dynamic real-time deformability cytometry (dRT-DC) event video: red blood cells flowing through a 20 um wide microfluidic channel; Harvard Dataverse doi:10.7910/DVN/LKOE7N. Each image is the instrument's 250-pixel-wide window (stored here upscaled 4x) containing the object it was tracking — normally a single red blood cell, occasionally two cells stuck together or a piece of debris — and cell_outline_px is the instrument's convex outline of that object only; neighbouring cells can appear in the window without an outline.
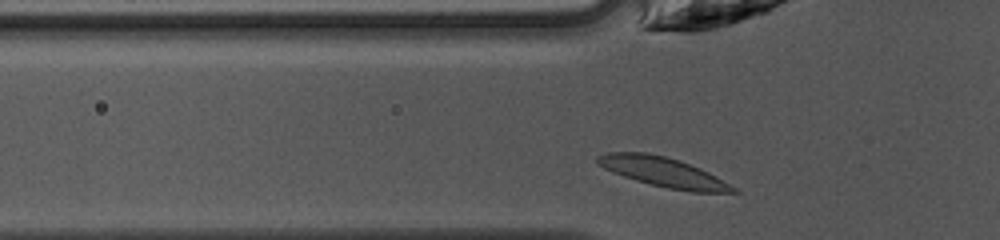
{"species": "common noctule bat (a hibernating species)", "species_latin": "Nyctalus noctula", "temperature_condition": "warm", "stored_images_in_passage": 27, "camera_frame_rate_fps": 3000, "um_per_image_px": 0.085, "animal": {"sex": "female", "body_mass_g": 10.0, "forearm_length_mm": 53.1}, "frame": {"image": 1, "passage_image": 2, "time_ms": 0.333, "image_size_px": [1000, 240], "cell_outline_px": [[740, 192], [692, 192], [668, 188], [636, 180], [612, 172], [596, 164], [596, 156], [608, 152], [648, 152], [664, 156], [700, 168], [708, 172], [736, 188]], "centroid_in_image_um": [56.32, 14.62], "position_along_channel_um": 69.5, "area_um2": 23.06}}
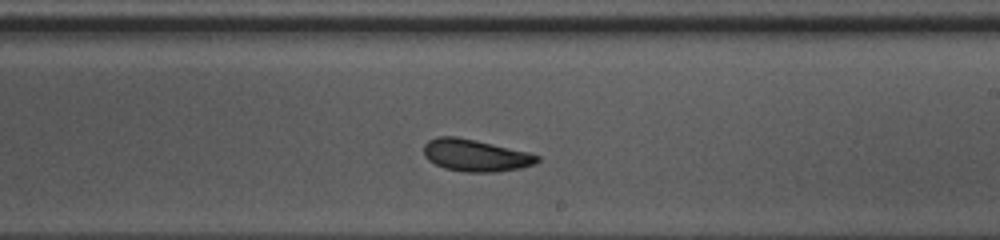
{"frame": {"image": 2, "passage_image": 15, "time_ms": 4.667, "image_size_px": [1000, 240], "cell_outline_px": [[540, 160], [536, 164], [520, 168], [496, 172], [464, 172], [444, 168], [428, 160], [424, 156], [424, 144], [428, 140], [436, 136], [456, 136], [476, 140], [528, 152], [540, 156]], "centroid_in_image_um": [40.41, 13.2], "position_along_channel_um": 248.6, "area_um2": 21.33}}
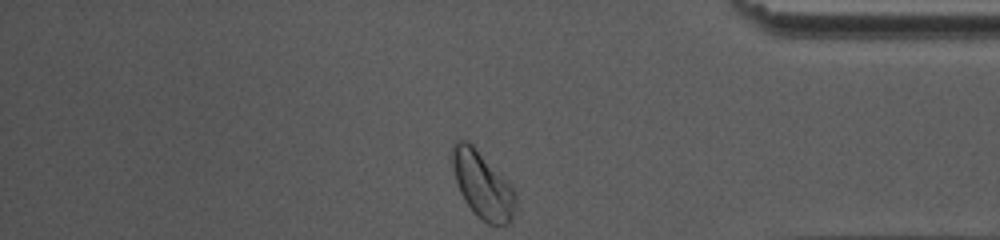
{"frame": {"image": 3, "passage_image": 27, "time_ms": 8.667, "image_size_px": [1000, 240], "cell_outline_px": [[516, 212], [508, 224], [488, 224], [468, 204], [460, 192], [452, 168], [452, 144], [456, 140], [464, 140], [472, 144], [512, 188], [516, 196]], "centroid_in_image_um": [41.0, 15.72], "position_along_channel_um": 394.2, "area_um2": 23.81}, "authors_computed_cell_mechanics": {"area_um2": 21.0392, "velocity_mm_per_s": 4.1307, "shape_relaxation_time_tau1_ms": 4.4859, "shape_relaxation_time_tau2_ms": 2.7733, "deformation_change_tau1": 0.136, "deformation_change_tau2": 0.0799}}